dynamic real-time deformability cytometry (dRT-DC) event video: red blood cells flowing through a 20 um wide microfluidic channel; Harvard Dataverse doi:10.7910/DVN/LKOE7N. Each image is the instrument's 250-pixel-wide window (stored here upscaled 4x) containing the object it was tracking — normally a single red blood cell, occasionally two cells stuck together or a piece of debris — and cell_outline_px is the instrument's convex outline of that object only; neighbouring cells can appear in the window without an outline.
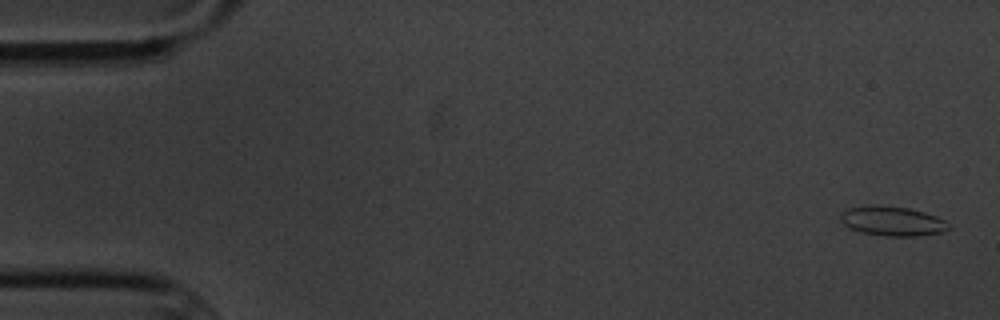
{"species": "common noctule bat (a hibernating species)", "species_latin": "Nyctalus noctula", "temperature_condition": "cold", "stored_images_in_passage": 5, "camera_frame_rate_fps": 3000, "um_per_image_px": 0.085, "animal": {"sex": "male", "body_mass_g": 20.1, "forearm_length_mm": 53.5}, "frame": {"image": 1, "passage_image": 1, "time_ms": 0.0, "image_size_px": [1000, 320], "cell_outline_px": [[948, 228], [944, 232], [916, 236], [888, 236], [860, 232], [848, 228], [840, 220], [840, 212], [848, 208], [872, 204], [908, 208], [924, 212], [936, 216], [944, 220], [948, 224]], "centroid_in_image_um": [75.8, 18.79], "position_along_channel_um": 9.2, "area_um2": 18.67}}